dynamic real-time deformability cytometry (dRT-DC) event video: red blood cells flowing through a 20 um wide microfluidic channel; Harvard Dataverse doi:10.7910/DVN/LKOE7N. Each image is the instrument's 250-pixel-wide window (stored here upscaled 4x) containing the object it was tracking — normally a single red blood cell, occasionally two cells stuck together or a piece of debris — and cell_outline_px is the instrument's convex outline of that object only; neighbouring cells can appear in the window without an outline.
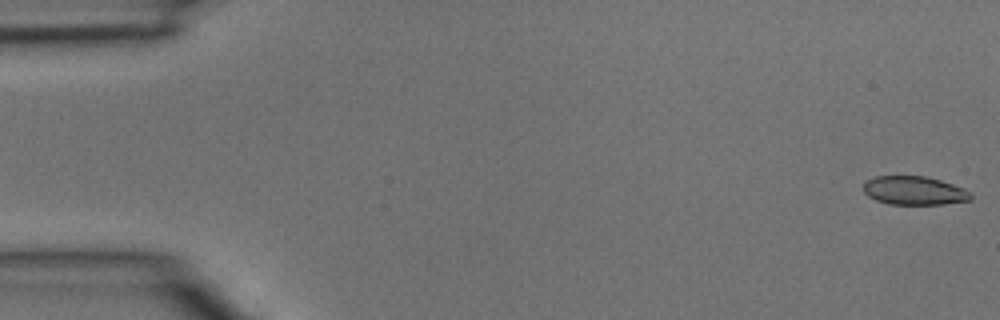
{"species": "common noctule bat (a hibernating species)", "species_latin": "Nyctalus noctula", "temperature_condition": "room temperature", "stored_images_in_passage": 41, "camera_frame_rate_fps": 3000, "um_per_image_px": 0.085, "animal": {"sex": "male", "body_mass_g": 15.6}, "frame": {"image": 1, "passage_image": 1, "time_ms": 0.0, "image_size_px": [1000, 320], "cell_outline_px": [[972, 200], [944, 204], [888, 204], [876, 200], [868, 196], [864, 192], [864, 184], [868, 180], [876, 176], [924, 176], [940, 180], [964, 188], [972, 192]], "centroid_in_image_um": [77.74, 16.21], "position_along_channel_um": 7.3, "area_um2": 17.92}}
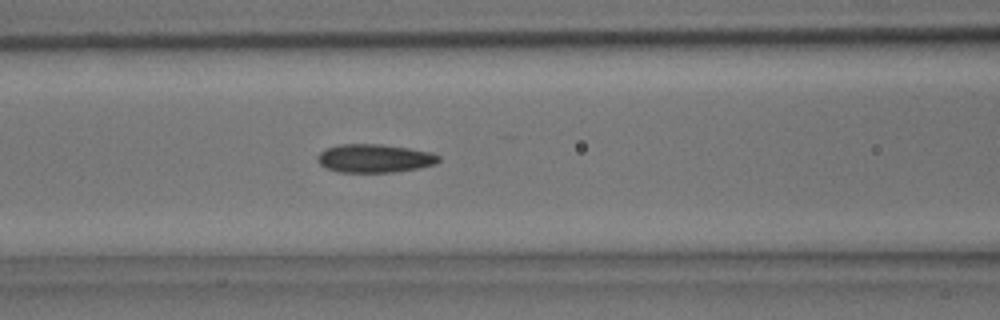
{"frame": {"image": 2, "passage_image": 17, "time_ms": 5.333, "image_size_px": [1000, 320], "cell_outline_px": [[440, 160], [436, 164], [420, 168], [392, 172], [340, 172], [328, 168], [320, 164], [316, 160], [316, 156], [320, 152], [328, 148], [340, 144], [380, 144], [408, 148], [432, 152], [440, 156]], "centroid_in_image_um": [31.86, 13.46], "position_along_channel_um": 134.7, "area_um2": 20.06}}
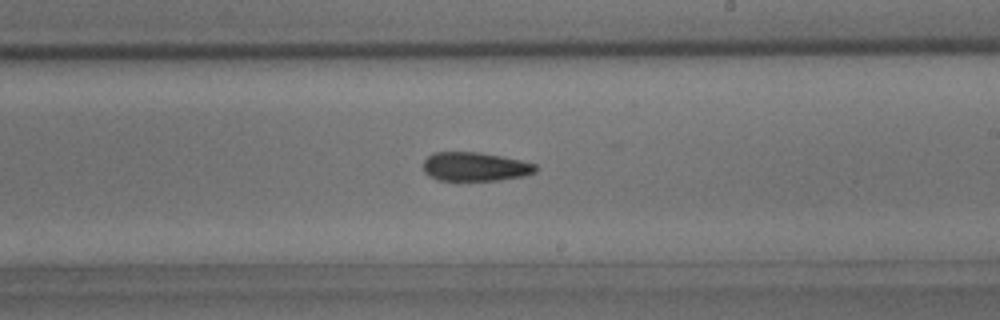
{"frame": {"image": 3, "passage_image": 24, "time_ms": 7.667, "image_size_px": [1000, 320], "cell_outline_px": [[536, 172], [524, 176], [500, 180], [440, 180], [428, 176], [424, 172], [424, 160], [432, 152], [480, 152], [520, 160], [536, 164]], "centroid_in_image_um": [40.37, 14.16], "position_along_channel_um": 248.6, "area_um2": 18.9}}